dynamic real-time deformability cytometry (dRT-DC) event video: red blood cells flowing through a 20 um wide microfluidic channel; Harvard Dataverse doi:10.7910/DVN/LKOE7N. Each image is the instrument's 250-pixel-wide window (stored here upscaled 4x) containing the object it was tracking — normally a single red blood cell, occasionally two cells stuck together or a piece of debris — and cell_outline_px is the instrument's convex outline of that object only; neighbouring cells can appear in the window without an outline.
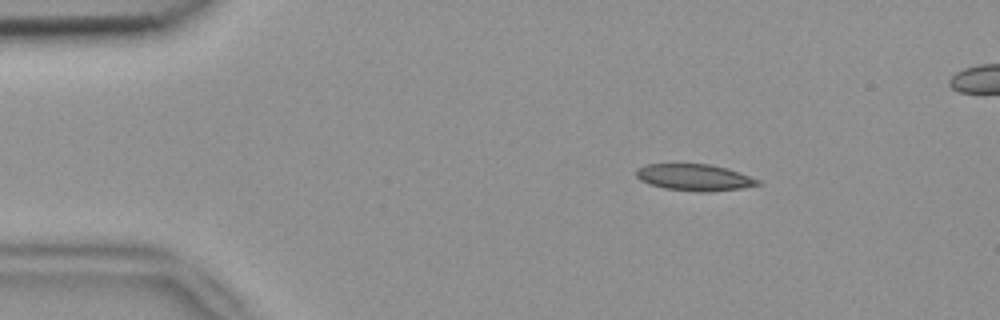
{"species": "common noctule bat (a hibernating species)", "species_latin": "Nyctalus noctula", "temperature_condition": "room temperature", "stored_images_in_passage": 5, "camera_frame_rate_fps": 3000, "um_per_image_px": 0.085, "animal": {"sex": "female", "body_mass_g": 18.4}, "frame": {"image": 1, "passage_image": 3, "time_ms": 0.667, "image_size_px": [1000, 320], "cell_outline_px": [[760, 184], [740, 188], [708, 192], [700, 192], [664, 188], [648, 184], [640, 180], [636, 176], [636, 168], [644, 164], [708, 164], [728, 168], [740, 172], [760, 180]], "centroid_in_image_um": [58.99, 15.07], "position_along_channel_um": 26.0, "area_um2": 18.9}}